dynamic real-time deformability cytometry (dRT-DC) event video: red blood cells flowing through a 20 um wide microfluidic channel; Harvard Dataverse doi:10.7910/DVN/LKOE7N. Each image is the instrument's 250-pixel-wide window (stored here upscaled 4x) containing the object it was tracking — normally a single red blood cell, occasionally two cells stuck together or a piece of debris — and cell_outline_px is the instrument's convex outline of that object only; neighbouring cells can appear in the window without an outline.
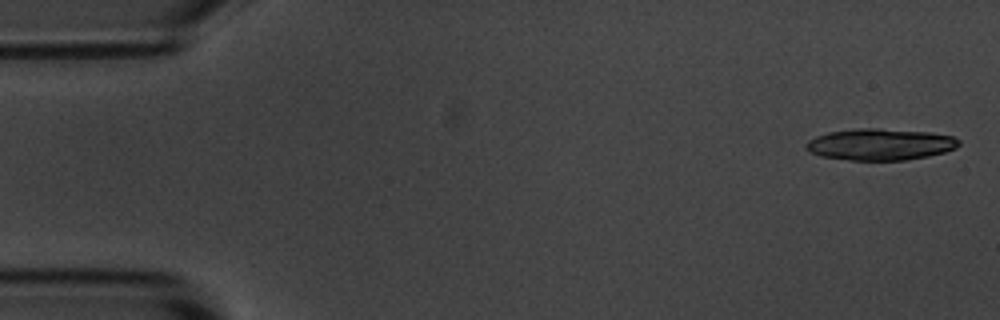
{"species": "common noctule bat (a hibernating species)", "species_latin": "Nyctalus noctula", "temperature_condition": "room temperature", "stored_images_in_passage": 4, "camera_frame_rate_fps": 3000, "um_per_image_px": 0.085, "animal": {"sex": "male", "body_mass_g": 20.1, "forearm_length_mm": 53.5}, "frame": {"image": 1, "passage_image": 1, "time_ms": 0.0, "image_size_px": [1000, 320], "cell_outline_px": [[960, 144], [956, 148], [944, 152], [928, 156], [908, 160], [852, 160], [820, 156], [808, 152], [804, 148], [804, 144], [808, 140], [816, 136], [828, 132], [856, 128], [880, 128], [928, 132], [952, 136], [960, 140]], "centroid_in_image_um": [74.78, 12.27], "position_along_channel_um": 10.2, "area_um2": 28.32}}